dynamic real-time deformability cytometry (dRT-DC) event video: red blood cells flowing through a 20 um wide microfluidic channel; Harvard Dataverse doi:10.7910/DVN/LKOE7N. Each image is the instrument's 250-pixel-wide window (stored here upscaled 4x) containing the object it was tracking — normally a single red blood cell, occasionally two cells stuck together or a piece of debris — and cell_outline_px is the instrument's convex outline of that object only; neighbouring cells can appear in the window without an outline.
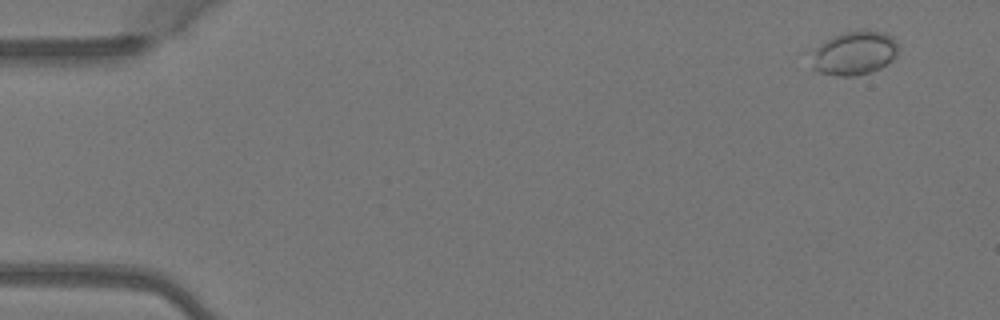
{"species": "Egyptian fruit bat (a non-hibernating species)", "species_latin": "Rousettus aegyptiacus", "temperature_condition": "warm", "stored_images_in_passage": 5, "camera_frame_rate_fps": 3000, "um_per_image_px": 0.085, "animal": {"sex": "female"}, "frame": {"image": 1, "passage_image": 1, "time_ms": 0.0, "image_size_px": [1000, 320], "cell_outline_px": [[900, 48], [892, 60], [880, 68], [872, 72], [856, 76], [836, 76], [820, 72], [812, 68], [812, 64], [816, 48], [820, 44], [844, 32], [884, 32], [892, 36], [896, 40]], "centroid_in_image_um": [72.67, 4.55], "position_along_channel_um": 12.3, "area_um2": 21.73}}
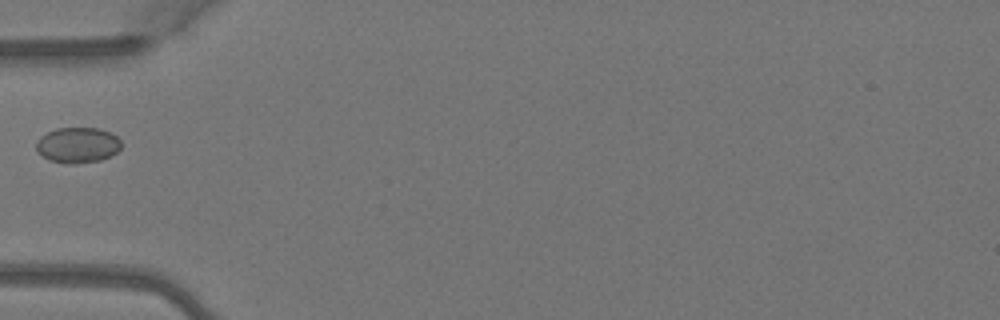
{"frame": {"image": 2, "passage_image": 5, "time_ms": 1.333, "image_size_px": [1000, 320], "cell_outline_px": [[120, 148], [116, 152], [100, 160], [76, 164], [68, 164], [52, 160], [44, 156], [36, 148], [36, 140], [40, 136], [56, 128], [100, 128], [112, 132], [120, 140]], "centroid_in_image_um": [6.61, 12.31], "position_along_channel_um": 78.4, "area_um2": 17.51}}